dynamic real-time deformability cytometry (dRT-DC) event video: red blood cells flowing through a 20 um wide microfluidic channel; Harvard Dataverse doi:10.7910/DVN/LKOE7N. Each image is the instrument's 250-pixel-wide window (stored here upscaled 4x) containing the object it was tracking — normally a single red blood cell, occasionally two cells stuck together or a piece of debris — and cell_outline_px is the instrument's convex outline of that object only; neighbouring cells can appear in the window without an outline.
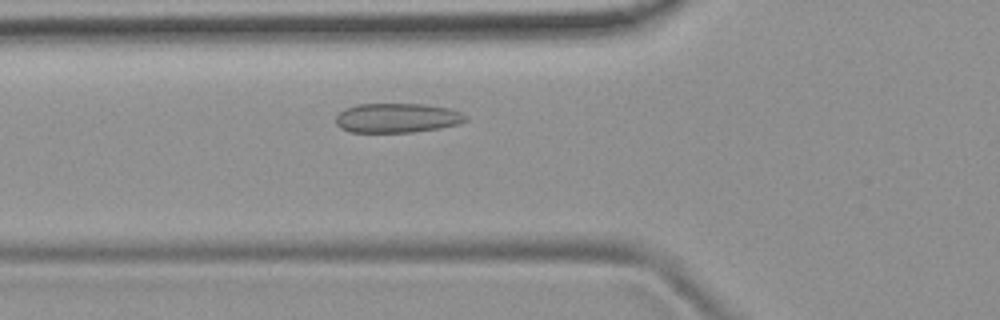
{"species": "common noctule bat (a hibernating species)", "species_latin": "Nyctalus noctula", "temperature_condition": "room temperature", "stored_images_in_passage": 46, "camera_frame_rate_fps": 3000, "um_per_image_px": 0.085, "animal": {"sex": "female", "body_mass_g": 19.9}, "frame": {"image": 1, "passage_image": 12, "time_ms": 3.667, "image_size_px": [1000, 320], "cell_outline_px": [[468, 120], [460, 124], [440, 128], [412, 132], [348, 132], [340, 128], [336, 124], [336, 116], [344, 108], [356, 104], [424, 104], [448, 108], [460, 112], [468, 116]], "centroid_in_image_um": [33.75, 10.03], "position_along_channel_um": 92.0, "area_um2": 22.48}}
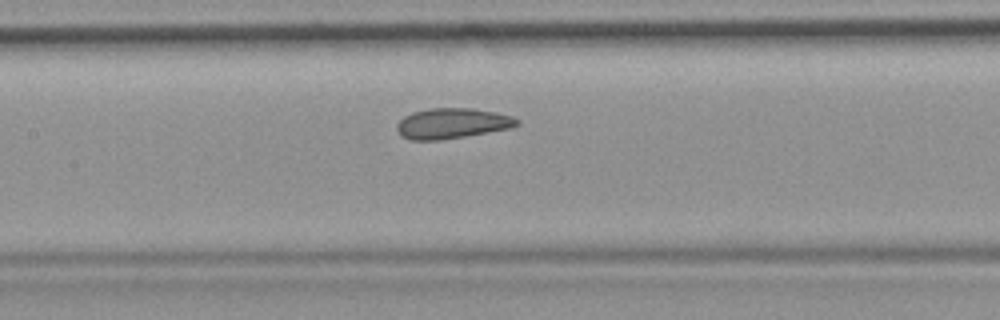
{"frame": {"image": 2, "passage_image": 18, "time_ms": 5.667, "image_size_px": [1000, 320], "cell_outline_px": [[520, 124], [512, 128], [440, 140], [412, 140], [400, 136], [396, 128], [396, 124], [404, 116], [412, 112], [428, 108], [472, 108], [496, 112], [512, 116], [520, 120]], "centroid_in_image_um": [38.43, 10.48], "position_along_channel_um": 169.0, "area_um2": 21.44}}
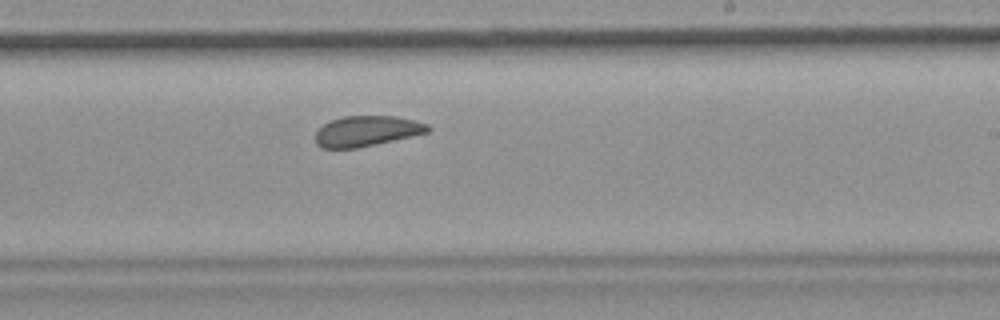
{"frame": {"image": 3, "passage_image": 25, "time_ms": 8.0, "image_size_px": [1000, 320], "cell_outline_px": [[432, 128], [428, 132], [356, 148], [320, 148], [316, 144], [316, 132], [324, 124], [332, 120], [344, 116], [396, 116], [416, 120], [428, 124]], "centroid_in_image_um": [31.18, 11.13], "position_along_channel_um": 257.8, "area_um2": 19.77}, "authors_computed_cell_mechanics": {"area_um2": 21.3282, "velocity_mm_per_s": 3.831, "shape_relaxation_time_tau1_ms": 7.7714, "shape_relaxation_time_tau2_ms": 1.6622, "deformation_change_tau1": 0.1116, "deformation_change_tau2": 0.0617}}